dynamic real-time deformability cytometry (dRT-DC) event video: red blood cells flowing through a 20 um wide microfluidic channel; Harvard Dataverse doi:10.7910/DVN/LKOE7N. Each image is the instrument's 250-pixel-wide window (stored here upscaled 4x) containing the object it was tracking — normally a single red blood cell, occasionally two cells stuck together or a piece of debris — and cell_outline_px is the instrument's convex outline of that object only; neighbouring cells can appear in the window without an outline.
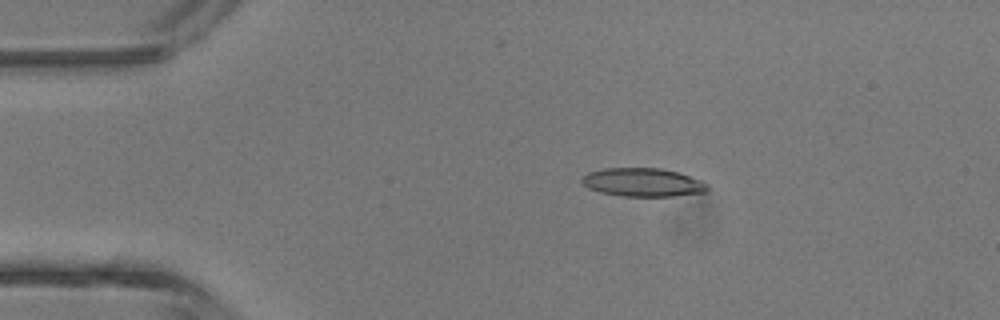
{"species": "common noctule bat (a hibernating species)", "species_latin": "Nyctalus noctula", "temperature_condition": "room temperature", "stored_images_in_passage": 43, "camera_frame_rate_fps": 3000, "um_per_image_px": 0.085, "animal": {"sex": "male", "body_mass_g": 13.3}, "frame": {"image": 1, "passage_image": 8, "time_ms": 2.333, "image_size_px": [1000, 320], "cell_outline_px": [[708, 192], [672, 196], [624, 196], [600, 192], [588, 188], [580, 180], [588, 172], [604, 168], [660, 168], [676, 172], [700, 180], [708, 184]], "centroid_in_image_um": [54.64, 15.5], "position_along_channel_um": 30.4, "area_um2": 20.69}}
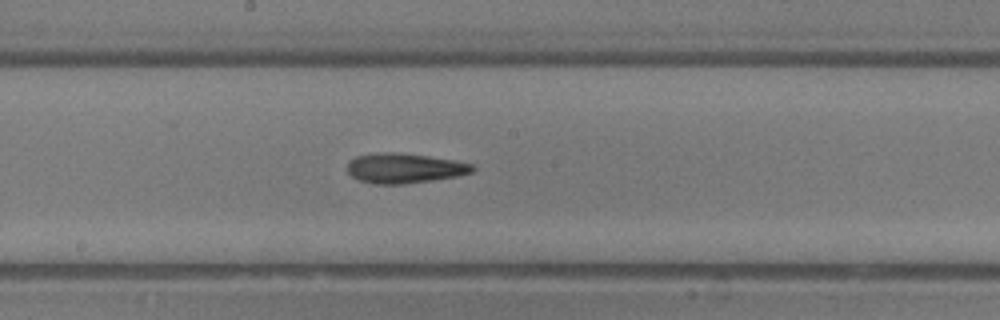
{"frame": {"image": 2, "passage_image": 23, "time_ms": 7.333, "image_size_px": [1000, 320], "cell_outline_px": [[476, 168], [472, 172], [456, 176], [432, 180], [404, 184], [376, 184], [360, 180], [352, 176], [348, 172], [348, 164], [356, 156], [376, 152], [392, 152], [428, 156], [456, 160], [472, 164]], "centroid_in_image_um": [34.39, 14.29], "position_along_channel_um": 213.8, "area_um2": 21.68}}
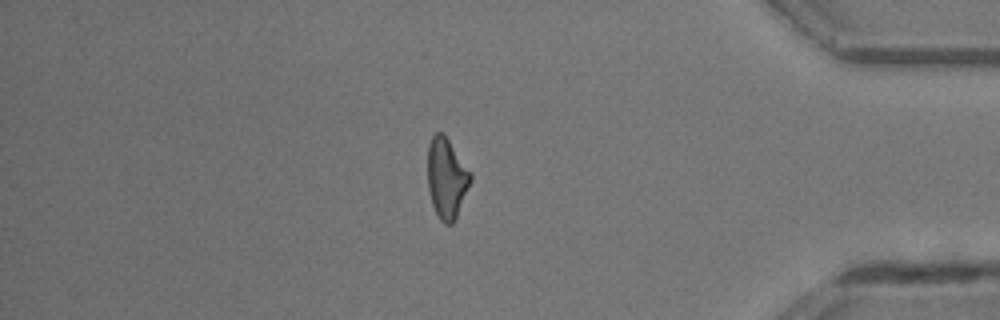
{"frame": {"image": 3, "passage_image": 37, "time_ms": 12.0, "image_size_px": [1000, 320], "cell_outline_px": [[472, 180], [456, 220], [452, 224], [444, 224], [440, 220], [432, 204], [428, 188], [428, 144], [432, 136], [436, 132], [444, 132], [472, 172]], "centroid_in_image_um": [37.99, 15.13], "position_along_channel_um": 397.2, "area_um2": 20.52}, "authors_computed_cell_mechanics": {"area_um2": 20.8658, "velocity_mm_per_s": 4.6963, "shape_relaxation_time_tau1_ms": 9.3749, "shape_relaxation_time_tau2_ms": 6.9445, "deformation_change_tau1": 0.2338, "deformation_change_tau2": 0.2432}}